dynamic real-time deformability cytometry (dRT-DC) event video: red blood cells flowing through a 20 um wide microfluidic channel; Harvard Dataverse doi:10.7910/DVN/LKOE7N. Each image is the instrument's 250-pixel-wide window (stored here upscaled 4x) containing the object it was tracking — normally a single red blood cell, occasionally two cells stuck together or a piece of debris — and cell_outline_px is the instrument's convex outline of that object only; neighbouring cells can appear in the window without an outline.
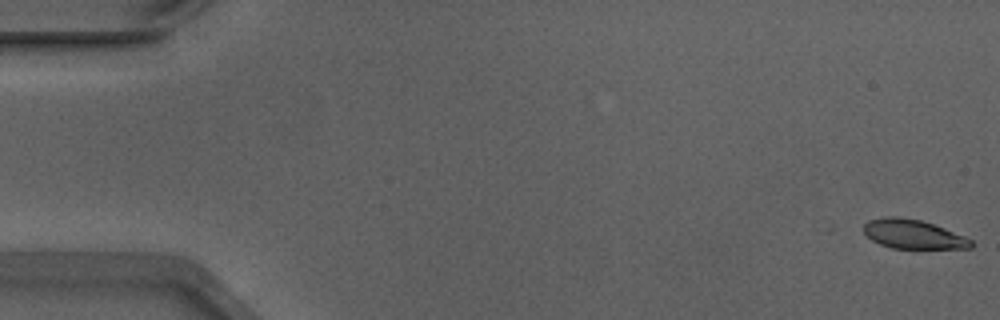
{"species": "Egyptian fruit bat (a non-hibernating species)", "species_latin": "Rousettus aegyptiacus", "temperature_condition": "warm", "stored_images_in_passage": 20, "camera_frame_rate_fps": 3000, "um_per_image_px": 0.085, "animal": {"sex": "male"}, "frame": {"image": 1, "passage_image": 1, "time_ms": 0.0, "image_size_px": [1000, 320], "cell_outline_px": [[976, 244], [972, 248], [892, 248], [880, 244], [872, 240], [864, 232], [864, 224], [868, 220], [888, 216], [896, 216], [920, 220], [944, 228], [964, 236], [972, 240]], "centroid_in_image_um": [77.63, 19.91], "position_along_channel_um": 7.4, "area_um2": 18.09}}
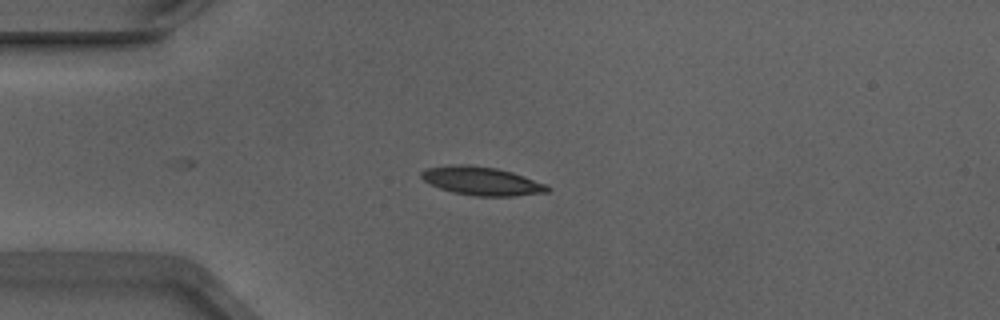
{"frame": {"image": 2, "passage_image": 14, "time_ms": 4.333, "image_size_px": [1000, 320], "cell_outline_px": [[552, 188], [548, 192], [516, 196], [476, 196], [452, 192], [428, 184], [420, 176], [420, 172], [428, 168], [456, 164], [468, 164], [496, 168], [512, 172], [524, 176], [544, 184]], "centroid_in_image_um": [40.93, 15.39], "position_along_channel_um": 44.1, "area_um2": 20.92}}